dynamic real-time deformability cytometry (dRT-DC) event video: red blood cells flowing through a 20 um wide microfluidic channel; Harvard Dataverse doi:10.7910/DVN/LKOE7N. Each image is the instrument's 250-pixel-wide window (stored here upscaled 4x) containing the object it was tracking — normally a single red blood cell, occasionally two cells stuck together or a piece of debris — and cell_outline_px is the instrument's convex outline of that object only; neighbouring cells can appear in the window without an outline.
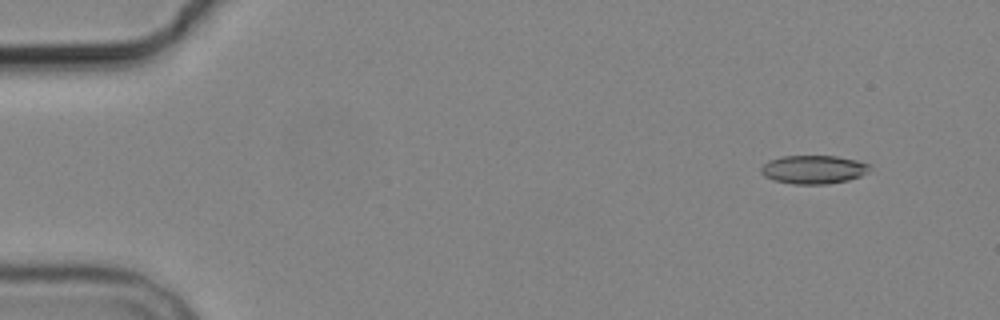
{"species": "common noctule bat (a hibernating species)", "species_latin": "Nyctalus noctula", "temperature_condition": "cold", "stored_images_in_passage": 5, "camera_frame_rate_fps": 3000, "um_per_image_px": 0.085, "animal": {"sex": "male", "body_mass_g": 19.2, "forearm_length_mm": 51.8}, "frame": {"image": 1, "passage_image": 2, "time_ms": 1.333, "image_size_px": [1000, 320], "cell_outline_px": [[872, 164], [868, 172], [860, 176], [848, 180], [828, 184], [792, 184], [772, 180], [764, 176], [760, 172], [760, 168], [768, 160], [780, 156], [836, 156], [856, 160]], "centroid_in_image_um": [69.13, 14.41], "position_along_channel_um": 15.9, "area_um2": 18.26}}
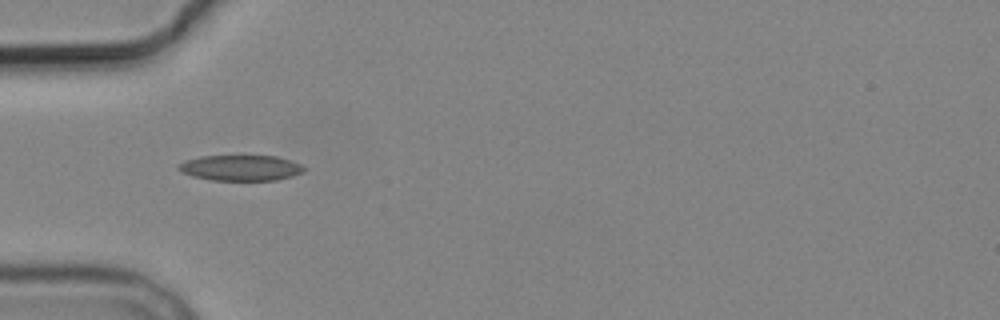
{"frame": {"image": 2, "passage_image": 5, "time_ms": 5.667, "image_size_px": [1000, 320], "cell_outline_px": [[304, 172], [292, 176], [276, 180], [212, 180], [192, 176], [176, 168], [176, 164], [184, 160], [200, 156], [276, 156], [300, 164], [304, 168]], "centroid_in_image_um": [20.41, 14.27], "position_along_channel_um": 64.6, "area_um2": 18.67}}